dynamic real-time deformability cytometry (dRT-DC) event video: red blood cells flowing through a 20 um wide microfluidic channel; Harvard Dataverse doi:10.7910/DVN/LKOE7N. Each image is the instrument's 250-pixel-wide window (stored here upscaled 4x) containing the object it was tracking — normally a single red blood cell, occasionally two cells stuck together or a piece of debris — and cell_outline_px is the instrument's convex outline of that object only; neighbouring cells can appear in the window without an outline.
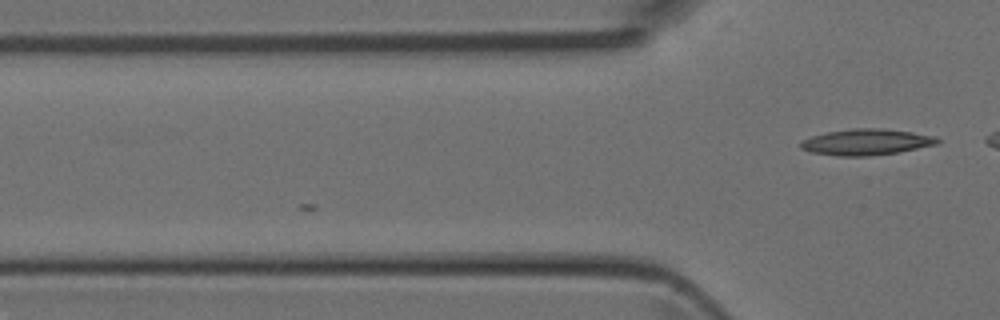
{"species": "Egyptian fruit bat (a non-hibernating species)", "species_latin": "Rousettus aegyptiacus", "temperature_condition": "room temperature", "stored_images_in_passage": 2, "camera_frame_rate_fps": 3000, "um_per_image_px": 0.085, "animal": {"sex": "female"}, "frame": {"image": 1, "passage_image": 2, "time_ms": 0.333, "image_size_px": [1000, 320], "cell_outline_px": [[940, 144], [896, 152], [868, 156], [836, 156], [812, 152], [800, 148], [800, 140], [812, 136], [828, 132], [852, 128], [880, 128], [912, 132], [936, 136], [940, 140]], "centroid_in_image_um": [73.64, 12.07], "position_along_channel_um": 52.2, "area_um2": 20.81}}